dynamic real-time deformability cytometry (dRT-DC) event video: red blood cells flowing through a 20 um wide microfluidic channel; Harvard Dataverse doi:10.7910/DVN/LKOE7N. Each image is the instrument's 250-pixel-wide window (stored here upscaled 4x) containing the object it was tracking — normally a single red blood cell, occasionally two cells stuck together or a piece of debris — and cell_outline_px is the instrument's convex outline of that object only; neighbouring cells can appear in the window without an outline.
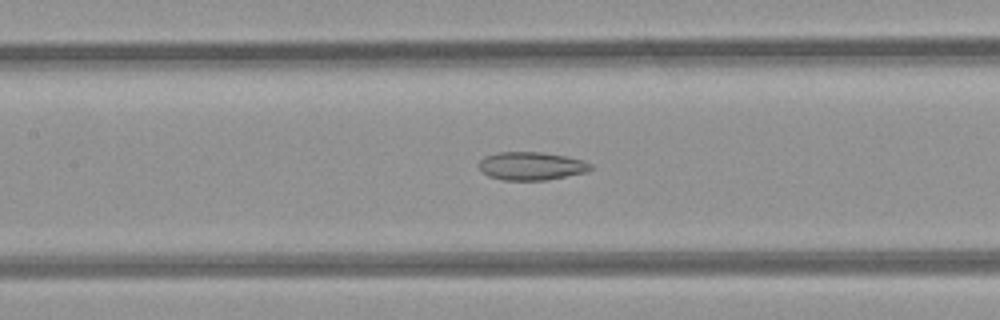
{"species": "common noctule bat (a hibernating species)", "species_latin": "Nyctalus noctula", "temperature_condition": "room temperature", "stored_images_in_passage": 48, "camera_frame_rate_fps": 3000, "um_per_image_px": 0.085, "animal": {"sex": "female", "body_mass_g": 21.9}, "frame": {"image": 1, "passage_image": 22, "time_ms": 7.0, "image_size_px": [1000, 320], "cell_outline_px": [[592, 168], [588, 172], [548, 180], [504, 180], [488, 176], [480, 168], [480, 160], [484, 156], [500, 152], [540, 152], [564, 156], [584, 160], [592, 164]], "centroid_in_image_um": [45.2, 14.11], "position_along_channel_um": 162.2, "area_um2": 18.32}}
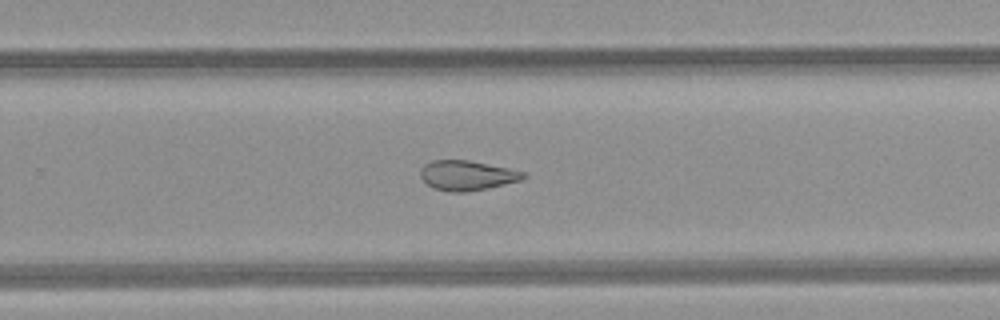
{"frame": {"image": 2, "passage_image": 31, "time_ms": 10.0, "image_size_px": [1000, 320], "cell_outline_px": [[528, 176], [520, 180], [488, 188], [464, 192], [448, 192], [432, 188], [420, 176], [420, 168], [424, 164], [432, 160], [468, 160], [508, 168], [524, 172]], "centroid_in_image_um": [39.66, 14.91], "position_along_channel_um": 290.1, "area_um2": 17.86}}
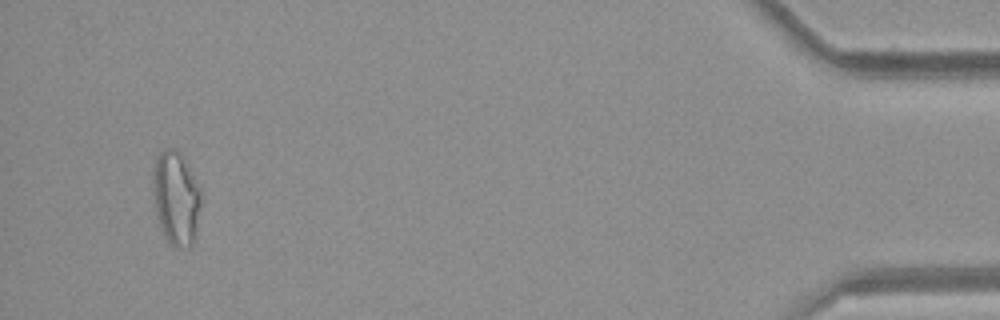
{"frame": {"image": 3, "passage_image": 46, "time_ms": 15.0, "image_size_px": [1000, 320], "cell_outline_px": [[200, 204], [196, 236], [192, 244], [188, 248], [176, 248], [164, 236], [160, 228], [156, 216], [152, 180], [156, 156], [164, 148], [176, 148], [180, 152], [200, 188]], "centroid_in_image_um": [14.95, 16.85], "position_along_channel_um": 420.2, "area_um2": 26.36}, "authors_computed_cell_mechanics": {"area_um2": 21.7617, "velocity_mm_per_s": 4.2809, "shape_relaxation_time_tau1_ms": null, "shape_relaxation_time_tau2_ms": 6.2314, "deformation_change_tau1": null, "deformation_change_tau2": 0.1665}}